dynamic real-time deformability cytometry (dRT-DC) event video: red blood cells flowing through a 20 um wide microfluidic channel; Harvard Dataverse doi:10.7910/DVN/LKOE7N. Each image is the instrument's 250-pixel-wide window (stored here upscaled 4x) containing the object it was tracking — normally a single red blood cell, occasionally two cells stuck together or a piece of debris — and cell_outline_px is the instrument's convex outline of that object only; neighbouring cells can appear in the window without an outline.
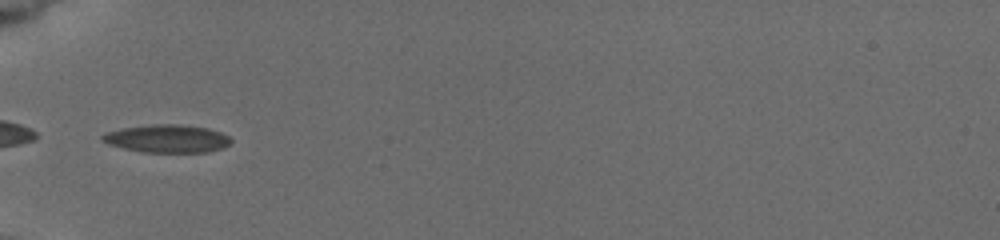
{"species": "common noctule bat (a hibernating species)", "species_latin": "Nyctalus noctula", "temperature_condition": "cold", "stored_images_in_passage": 12, "camera_frame_rate_fps": 3000, "um_per_image_px": 0.085, "animal": {"sex": "female", "body_mass_g": 19.5, "forearm_length_mm": 54.1}, "frame": {"image": 1, "passage_image": 7, "time_ms": 6.667, "image_size_px": [1000, 240], "cell_outline_px": [[232, 140], [224, 148], [208, 152], [140, 152], [108, 144], [100, 140], [100, 136], [108, 132], [124, 128], [156, 124], [180, 124], [208, 128], [220, 132], [228, 136]], "centroid_in_image_um": [14.22, 11.79], "position_along_channel_um": 70.8, "area_um2": 20.87}}
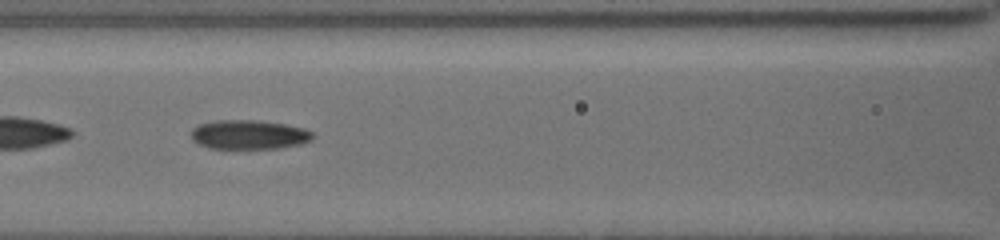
{"frame": {"image": 2, "passage_image": 9, "time_ms": 8.667, "image_size_px": [1000, 240], "cell_outline_px": [[312, 140], [300, 144], [280, 148], [208, 148], [192, 140], [192, 128], [200, 124], [216, 120], [256, 120], [284, 124], [304, 128], [312, 132]], "centroid_in_image_um": [21.16, 11.44], "position_along_channel_um": 145.4, "area_um2": 20.58}}
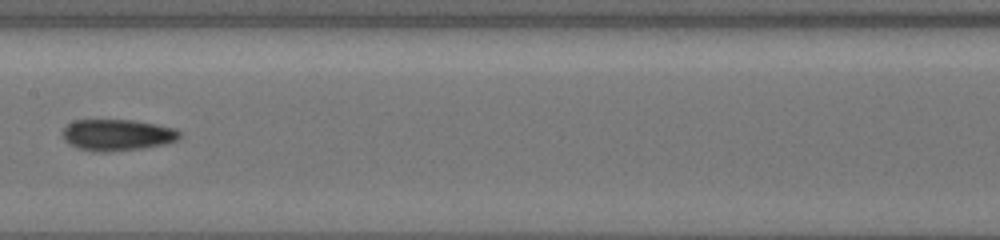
{"frame": {"image": 3, "passage_image": 10, "time_ms": 10.0, "image_size_px": [1000, 240], "cell_outline_px": [[180, 136], [176, 140], [164, 144], [144, 148], [108, 152], [96, 152], [76, 148], [68, 144], [64, 140], [64, 128], [68, 124], [76, 120], [132, 120], [172, 128], [180, 132]], "centroid_in_image_um": [9.92, 11.49], "position_along_channel_um": 197.5, "area_um2": 21.21}}